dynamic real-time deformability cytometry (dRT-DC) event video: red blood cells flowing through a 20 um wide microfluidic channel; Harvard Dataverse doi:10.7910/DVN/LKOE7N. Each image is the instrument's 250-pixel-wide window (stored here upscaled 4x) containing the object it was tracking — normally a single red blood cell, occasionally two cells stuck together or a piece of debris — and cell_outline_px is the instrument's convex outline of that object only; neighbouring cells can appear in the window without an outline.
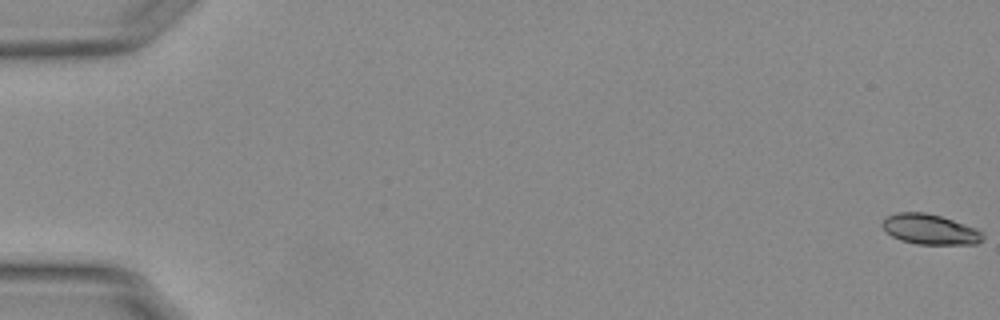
{"species": "Egyptian fruit bat (a non-hibernating species)", "species_latin": "Rousettus aegyptiacus", "temperature_condition": "warm", "stored_images_in_passage": 55, "camera_frame_rate_fps": 3000, "um_per_image_px": 0.085, "animal": {"sex": "female"}, "frame": {"image": 1, "passage_image": 1, "time_ms": 0.0, "image_size_px": [1000, 320], "cell_outline_px": [[984, 236], [976, 244], [916, 244], [900, 240], [884, 232], [880, 224], [888, 216], [896, 212], [924, 212], [940, 216], [976, 228], [984, 232]], "centroid_in_image_um": [79.01, 19.49], "position_along_channel_um": 6.0, "area_um2": 17.74}}
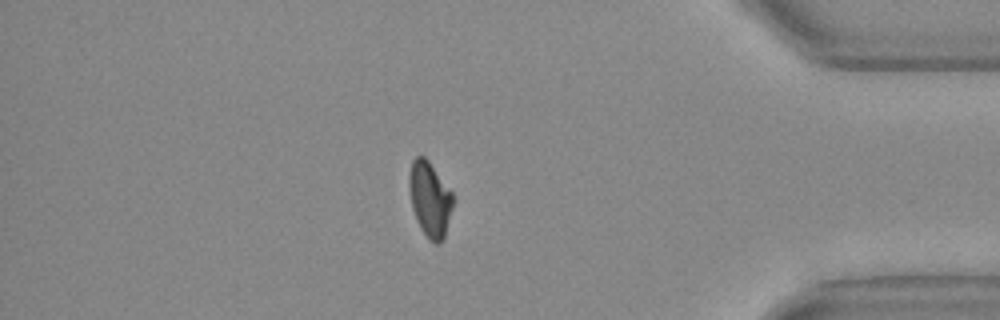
{"frame": {"image": 2, "passage_image": 48, "time_ms": 15.667, "image_size_px": [1000, 320], "cell_outline_px": [[456, 200], [444, 240], [440, 244], [436, 244], [428, 240], [420, 228], [416, 220], [412, 208], [408, 184], [408, 176], [412, 160], [416, 156], [424, 156], [428, 160], [452, 192]], "centroid_in_image_um": [36.56, 16.97], "position_along_channel_um": 398.6, "area_um2": 19.77}}
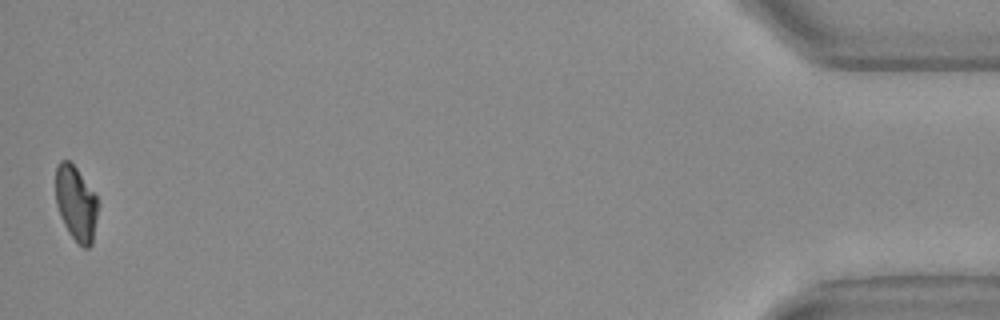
{"frame": {"image": 3, "passage_image": 55, "time_ms": 18.0, "image_size_px": [1000, 320], "cell_outline_px": [[96, 216], [92, 244], [88, 248], [84, 248], [68, 232], [60, 216], [56, 204], [56, 164], [60, 160], [68, 160], [76, 168], [96, 196]], "centroid_in_image_um": [6.42, 17.27], "position_along_channel_um": 428.8, "area_um2": 17.98}, "authors_computed_cell_mechanics": {"area_um2": 19.1896, "velocity_mm_per_s": 3.7815, "shape_relaxation_time_tau1_ms": null, "shape_relaxation_time_tau2_ms": 2.612, "deformation_change_tau1": null, "deformation_change_tau2": 0.0822}}